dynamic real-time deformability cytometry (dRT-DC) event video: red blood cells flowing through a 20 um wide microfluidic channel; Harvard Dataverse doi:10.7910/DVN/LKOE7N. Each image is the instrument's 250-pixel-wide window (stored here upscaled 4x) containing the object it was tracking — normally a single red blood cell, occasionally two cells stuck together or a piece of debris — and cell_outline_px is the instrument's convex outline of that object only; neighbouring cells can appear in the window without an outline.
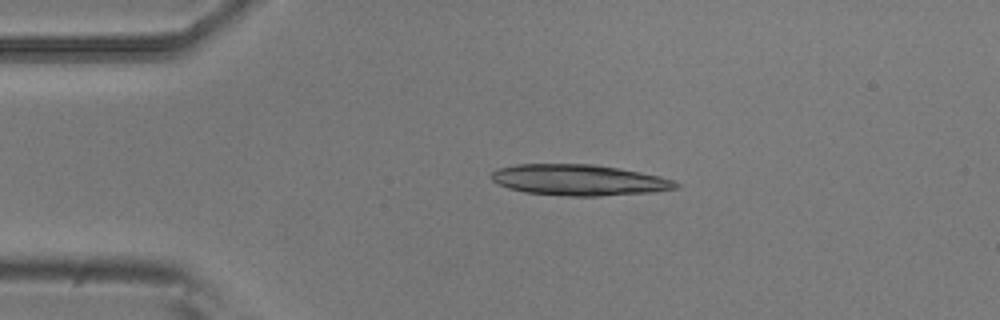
{"species": "common noctule bat (a hibernating species)", "species_latin": "Nyctalus noctula", "temperature_condition": "room temperature", "stored_images_in_passage": 4, "camera_frame_rate_fps": 3000, "um_per_image_px": 0.085, "animal": {"sex": "male", "body_mass_g": 20.5, "forearm_length_mm": 52.5}, "frame": {"image": 1, "passage_image": 3, "time_ms": 0.667, "image_size_px": [1000, 320], "cell_outline_px": [[680, 184], [676, 188], [648, 192], [600, 196], [568, 196], [524, 192], [508, 188], [492, 180], [492, 172], [496, 168], [516, 164], [592, 164], [620, 168], [660, 176], [672, 180]], "centroid_in_image_um": [49.18, 15.29], "position_along_channel_um": 35.8, "area_um2": 33.12}}